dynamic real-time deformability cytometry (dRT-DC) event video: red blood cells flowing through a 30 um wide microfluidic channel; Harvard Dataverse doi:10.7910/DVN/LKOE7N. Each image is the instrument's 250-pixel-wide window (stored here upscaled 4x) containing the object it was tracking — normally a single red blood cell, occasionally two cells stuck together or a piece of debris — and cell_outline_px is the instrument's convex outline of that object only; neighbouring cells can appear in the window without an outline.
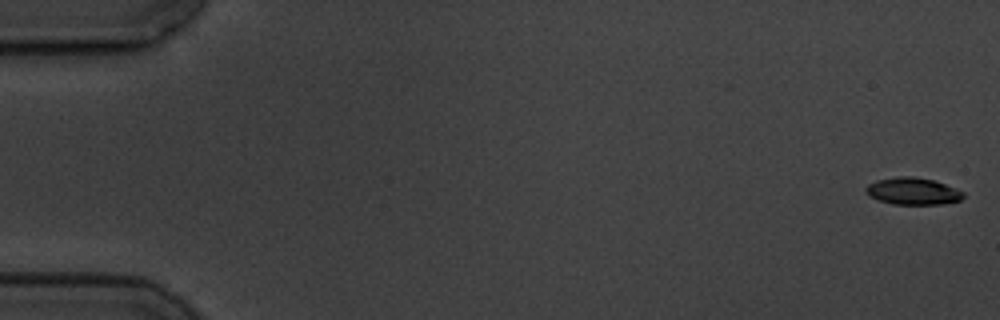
{"species": "common noctule bat (a hibernating species)", "species_latin": "Nyctalus noctula", "temperature_condition": "cold", "stored_images_in_passage": 8, "camera_frame_rate_fps": 3000, "um_per_image_px": 0.085, "animal": {"sex": "male", "body_mass_g": 19.5, "forearm_length_mm": 54.6}, "frame": {"image": 1, "passage_image": 1, "time_ms": 0.0, "image_size_px": [1000, 320], "cell_outline_px": [[964, 196], [960, 200], [944, 204], [892, 204], [868, 196], [864, 192], [864, 188], [868, 184], [876, 180], [900, 176], [912, 176], [932, 180], [944, 184], [964, 192]], "centroid_in_image_um": [77.55, 16.25], "position_along_channel_um": 7.5, "area_um2": 15.32}}
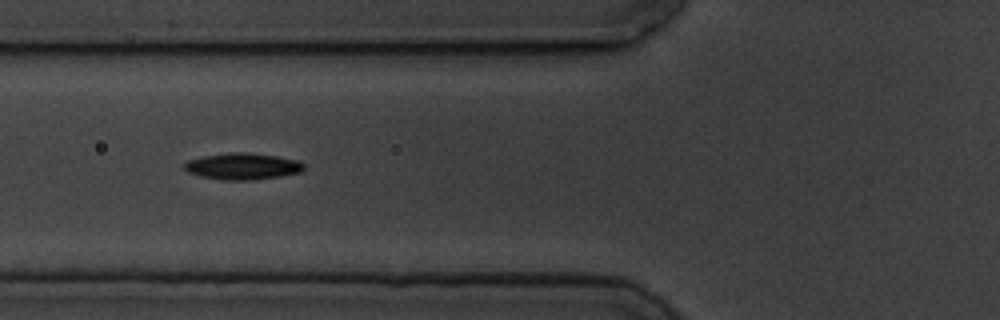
{"frame": {"image": 2, "passage_image": 7, "time_ms": 7.0, "image_size_px": [1000, 320], "cell_outline_px": [[304, 168], [300, 172], [280, 176], [252, 180], [220, 180], [200, 176], [188, 172], [184, 168], [184, 164], [188, 160], [204, 156], [232, 152], [244, 152], [276, 156], [296, 160], [304, 164]], "centroid_in_image_um": [20.6, 14.14], "position_along_channel_um": 105.2, "area_um2": 18.32}}
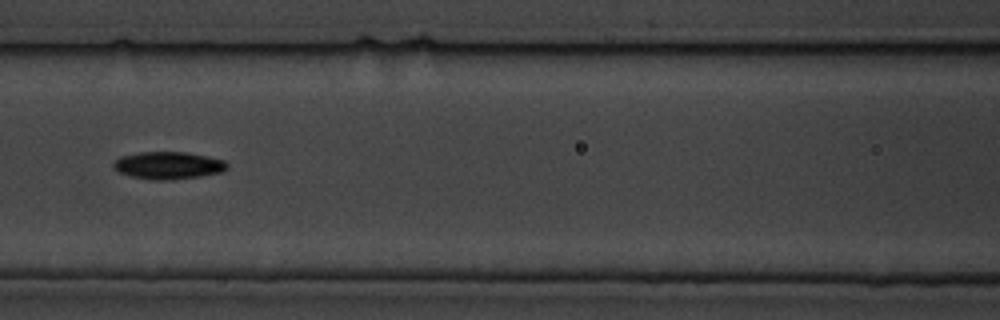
{"frame": {"image": 3, "passage_image": 8, "time_ms": 8.333, "image_size_px": [1000, 320], "cell_outline_px": [[228, 168], [220, 172], [200, 176], [172, 180], [152, 180], [132, 176], [120, 172], [112, 168], [112, 164], [120, 156], [136, 152], [188, 152], [208, 156], [224, 160], [228, 164]], "centroid_in_image_um": [14.29, 14.05], "position_along_channel_um": 152.3, "area_um2": 18.26}}